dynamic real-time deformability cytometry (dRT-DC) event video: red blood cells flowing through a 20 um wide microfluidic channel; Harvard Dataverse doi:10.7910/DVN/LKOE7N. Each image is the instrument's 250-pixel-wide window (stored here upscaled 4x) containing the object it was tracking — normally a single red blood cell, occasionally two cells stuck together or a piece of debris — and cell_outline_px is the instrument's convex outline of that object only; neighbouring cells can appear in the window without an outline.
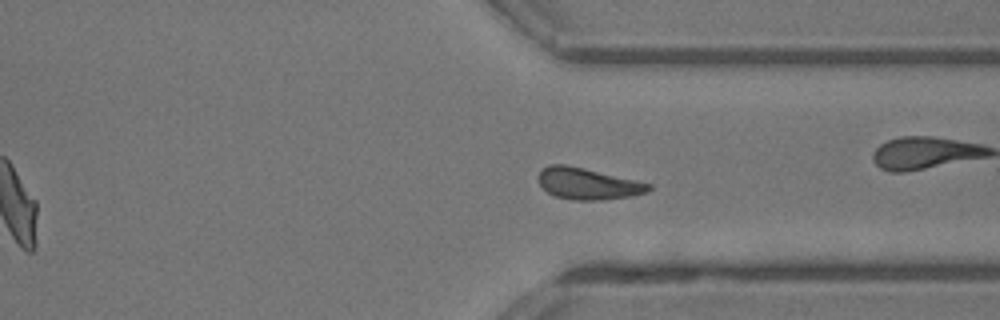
{"species": "common noctule bat (a hibernating species)", "species_latin": "Nyctalus noctula", "temperature_condition": "room temperature", "stored_images_in_passage": 47, "camera_frame_rate_fps": 3000, "um_per_image_px": 0.085, "animal": {"sex": "male", "body_mass_g": 13.3}, "frame": {"image": 1, "passage_image": 34, "time_ms": 11.0, "image_size_px": [1000, 320], "cell_outline_px": [[652, 188], [648, 192], [628, 196], [604, 200], [572, 200], [552, 196], [536, 180], [536, 176], [548, 164], [564, 164], [584, 168], [636, 180], [652, 184]], "centroid_in_image_um": [49.93, 15.61], "position_along_channel_um": 361.5, "area_um2": 20.35}}
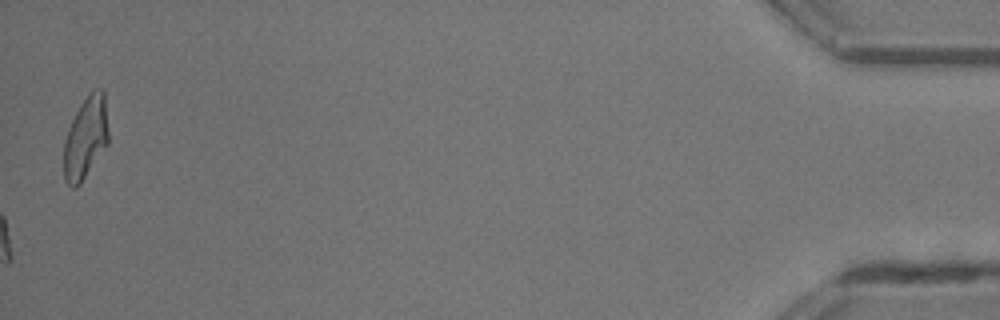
{"frame": {"image": 2, "passage_image": 47, "time_ms": 15.333, "image_size_px": [1000, 320], "cell_outline_px": [[108, 144], [80, 184], [76, 188], [72, 188], [64, 180], [64, 140], [68, 128], [80, 104], [96, 88], [100, 88], [104, 92], [108, 132]], "centroid_in_image_um": [7.27, 11.75], "position_along_channel_um": 427.9, "area_um2": 21.21}, "authors_computed_cell_mechanics": {"area_um2": 20.4034, "velocity_mm_per_s": 4.4156, "shape_relaxation_time_tau1_ms": 3.668, "shape_relaxation_time_tau2_ms": 4.3763, "deformation_change_tau1": 0.1386, "deformation_change_tau2": 0.1281}}